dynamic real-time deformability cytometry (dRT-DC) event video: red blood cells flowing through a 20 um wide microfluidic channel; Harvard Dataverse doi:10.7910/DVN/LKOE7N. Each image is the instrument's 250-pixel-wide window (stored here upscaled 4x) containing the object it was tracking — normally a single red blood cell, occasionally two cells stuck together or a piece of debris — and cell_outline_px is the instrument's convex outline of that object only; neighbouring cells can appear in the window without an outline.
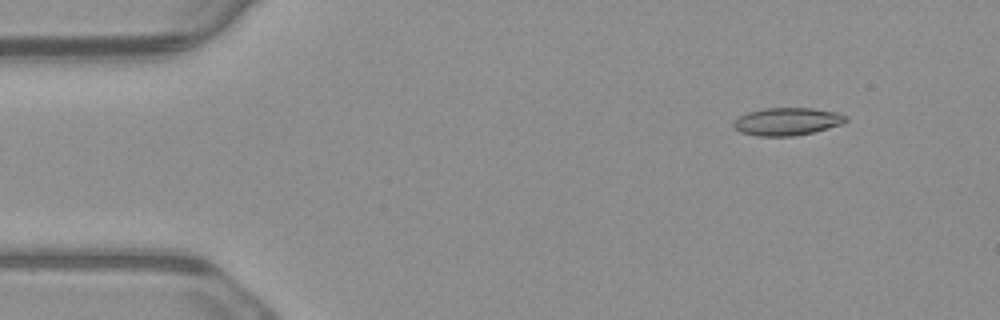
{"species": "common noctule bat (a hibernating species)", "species_latin": "Nyctalus noctula", "temperature_condition": "warm", "stored_images_in_passage": 4, "camera_frame_rate_fps": 3000, "um_per_image_px": 0.085, "animal": {"sex": "male", "body_mass_g": 23.1, "forearm_length_mm": 52.7}, "frame": {"image": 1, "passage_image": 1, "time_ms": 0.0, "image_size_px": [1000, 320], "cell_outline_px": [[848, 120], [840, 124], [812, 132], [792, 136], [756, 136], [740, 132], [732, 124], [740, 116], [748, 112], [764, 108], [812, 108], [836, 112], [848, 116]], "centroid_in_image_um": [66.9, 10.32], "position_along_channel_um": 18.1, "area_um2": 17.92}}
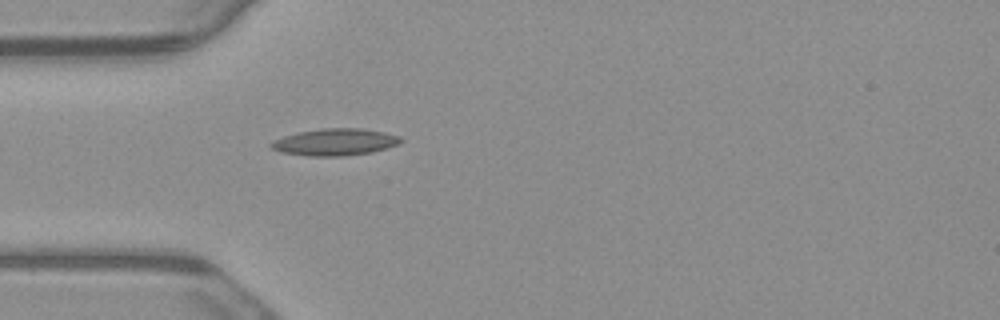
{"frame": {"image": 2, "passage_image": 4, "time_ms": 1.0, "image_size_px": [1000, 320], "cell_outline_px": [[404, 140], [396, 144], [372, 152], [344, 156], [308, 156], [280, 152], [272, 148], [268, 144], [272, 140], [296, 132], [320, 128], [360, 128], [384, 132], [400, 136]], "centroid_in_image_um": [28.42, 12.07], "position_along_channel_um": 56.6, "area_um2": 20.4}}